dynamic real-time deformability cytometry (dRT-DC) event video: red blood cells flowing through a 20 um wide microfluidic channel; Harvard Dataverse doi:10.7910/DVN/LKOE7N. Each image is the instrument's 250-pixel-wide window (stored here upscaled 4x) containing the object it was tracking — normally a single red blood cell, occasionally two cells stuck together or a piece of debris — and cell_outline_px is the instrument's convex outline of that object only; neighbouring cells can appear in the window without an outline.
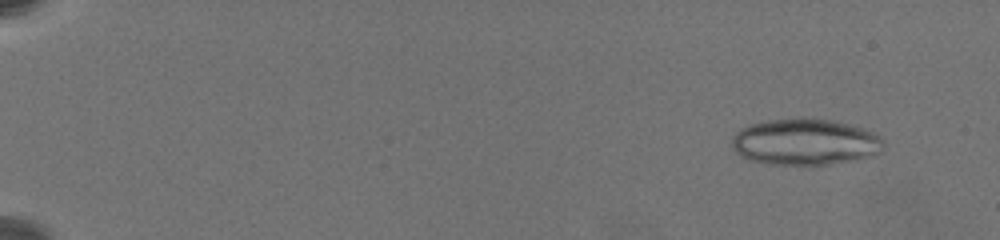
{"species": "common noctule bat (a hibernating species)", "species_latin": "Nyctalus noctula", "temperature_condition": "warm", "stored_images_in_passage": 18, "camera_frame_rate_fps": 3000, "um_per_image_px": 0.085, "animal": {"sex": "female", "body_mass_g": 19.5, "forearm_length_mm": 54.1}, "frame": {"image": 1, "passage_image": 3, "time_ms": 1.667, "image_size_px": [1000, 240], "cell_outline_px": [[884, 140], [880, 152], [856, 160], [828, 164], [772, 164], [748, 160], [740, 156], [732, 148], [732, 136], [740, 128], [752, 124], [768, 120], [836, 120], [864, 128], [880, 136]], "centroid_in_image_um": [68.43, 12.08], "position_along_channel_um": 16.6, "area_um2": 40.46}}